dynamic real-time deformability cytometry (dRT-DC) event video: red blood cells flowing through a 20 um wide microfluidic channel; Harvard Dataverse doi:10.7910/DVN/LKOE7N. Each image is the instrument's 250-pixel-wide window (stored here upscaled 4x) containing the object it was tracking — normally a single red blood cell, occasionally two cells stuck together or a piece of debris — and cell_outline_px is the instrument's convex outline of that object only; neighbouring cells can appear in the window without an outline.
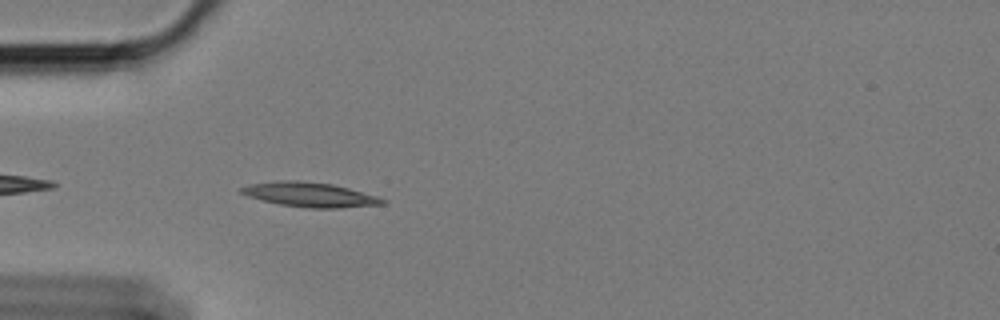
{"species": "Egyptian fruit bat (a non-hibernating species)", "species_latin": "Rousettus aegyptiacus", "temperature_condition": "cold", "stored_images_in_passage": 31, "camera_frame_rate_fps": 3000, "um_per_image_px": 0.085, "animal": {"sex": "female"}, "frame": {"image": 1, "passage_image": 3, "time_ms": 0.667, "image_size_px": [1000, 320], "cell_outline_px": [[388, 204], [340, 208], [308, 208], [280, 204], [248, 196], [240, 192], [240, 188], [252, 184], [276, 180], [300, 180], [332, 184], [348, 188], [376, 196], [388, 200]], "centroid_in_image_um": [26.39, 16.54], "position_along_channel_um": 58.6, "area_um2": 20.17}}
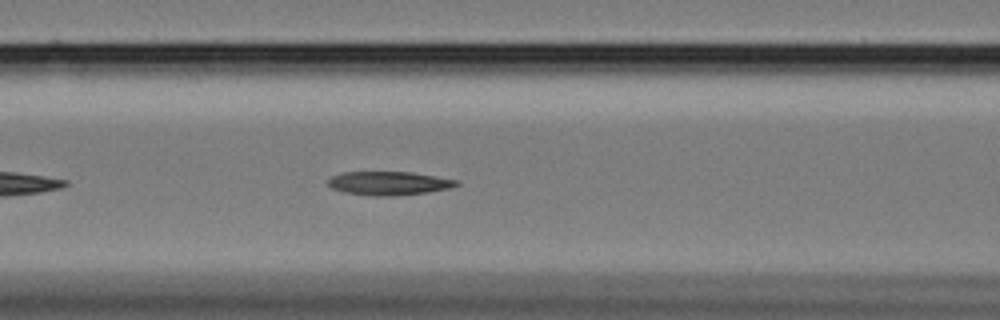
{"frame": {"image": 2, "passage_image": 10, "time_ms": 3.0, "image_size_px": [1000, 320], "cell_outline_px": [[460, 184], [448, 188], [428, 192], [396, 196], [376, 196], [344, 192], [332, 188], [328, 184], [328, 180], [332, 176], [344, 172], [412, 172], [460, 180]], "centroid_in_image_um": [33.09, 15.57], "position_along_channel_um": 133.5, "area_um2": 17.69}}
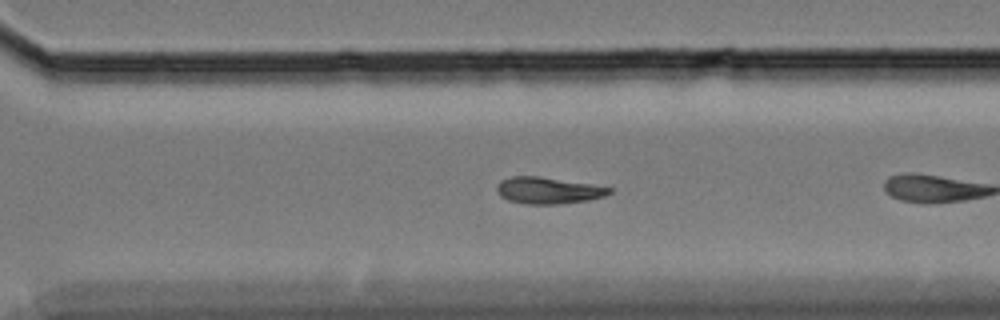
{"frame": {"image": 3, "passage_image": 24, "time_ms": 7.667, "image_size_px": [1000, 320], "cell_outline_px": [[612, 192], [604, 196], [588, 200], [560, 204], [528, 204], [508, 200], [500, 196], [496, 188], [496, 184], [500, 180], [512, 176], [540, 176], [592, 184], [612, 188]], "centroid_in_image_um": [46.58, 16.18], "position_along_channel_um": 324.0, "area_um2": 17.51}}